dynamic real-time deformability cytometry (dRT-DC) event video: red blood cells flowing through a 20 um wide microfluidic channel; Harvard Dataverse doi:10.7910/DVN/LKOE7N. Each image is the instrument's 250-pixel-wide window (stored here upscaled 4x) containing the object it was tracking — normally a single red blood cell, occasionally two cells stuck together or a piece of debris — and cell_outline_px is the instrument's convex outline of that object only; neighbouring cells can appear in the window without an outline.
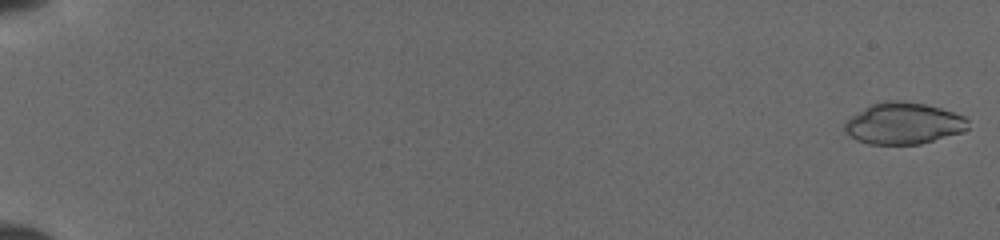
{"species": "common noctule bat (a hibernating species)", "species_latin": "Nyctalus noctula", "temperature_condition": "cold", "stored_images_in_passage": 51, "camera_frame_rate_fps": 3000, "um_per_image_px": 0.085, "animal": {"sex": "female", "body_mass_g": 19.5, "forearm_length_mm": 54.1}, "frame": {"image": 1, "passage_image": 1, "time_ms": 0.0, "image_size_px": [1000, 240], "cell_outline_px": [[968, 128], [960, 132], [920, 144], [868, 144], [856, 140], [848, 136], [844, 132], [844, 120], [864, 108], [872, 104], [888, 100], [892, 100], [924, 104], [940, 108], [964, 116], [968, 120]], "centroid_in_image_um": [76.73, 10.5], "position_along_channel_um": 8.3, "area_um2": 29.71}}
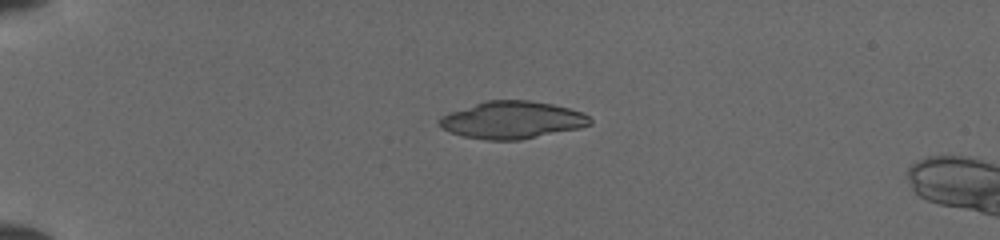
{"frame": {"image": 2, "passage_image": 14, "time_ms": 4.333, "image_size_px": [1000, 240], "cell_outline_px": [[592, 124], [580, 128], [520, 140], [488, 140], [464, 136], [448, 132], [440, 128], [440, 116], [484, 100], [528, 100], [552, 104], [568, 108], [580, 112], [588, 116], [592, 120]], "centroid_in_image_um": [43.52, 10.2], "position_along_channel_um": 41.5, "area_um2": 32.71}}